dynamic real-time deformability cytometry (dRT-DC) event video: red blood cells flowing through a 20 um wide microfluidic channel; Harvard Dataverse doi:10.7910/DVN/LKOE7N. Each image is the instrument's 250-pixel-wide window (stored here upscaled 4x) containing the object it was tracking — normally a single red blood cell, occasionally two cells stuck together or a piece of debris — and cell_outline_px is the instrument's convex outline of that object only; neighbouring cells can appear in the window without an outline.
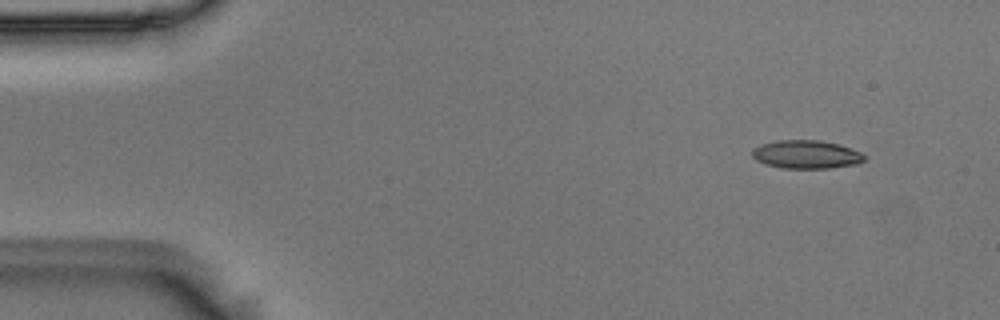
{"species": "Egyptian fruit bat (a non-hibernating species)", "species_latin": "Rousettus aegyptiacus", "temperature_condition": "room temperature", "stored_images_in_passage": 4, "camera_frame_rate_fps": 3000, "um_per_image_px": 0.085, "animal": {"sex": "male"}, "frame": {"image": 1, "passage_image": 1, "time_ms": 0.0, "image_size_px": [1000, 320], "cell_outline_px": [[864, 160], [856, 164], [828, 168], [780, 168], [764, 164], [756, 160], [752, 156], [752, 148], [760, 144], [776, 140], [820, 140], [840, 144], [860, 152], [864, 156]], "centroid_in_image_um": [68.48, 13.12], "position_along_channel_um": 16.5, "area_um2": 18.61}}
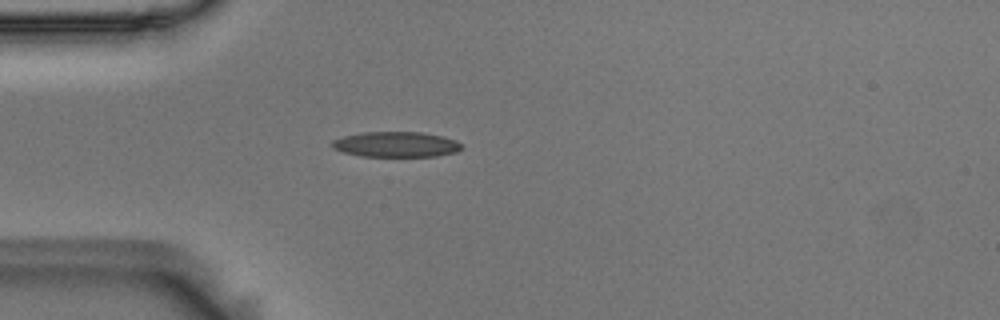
{"frame": {"image": 2, "passage_image": 4, "time_ms": 1.0, "image_size_px": [1000, 320], "cell_outline_px": [[464, 148], [456, 152], [436, 156], [360, 156], [344, 152], [332, 148], [328, 144], [332, 140], [344, 136], [360, 132], [420, 132], [444, 136], [456, 140]], "centroid_in_image_um": [33.64, 12.27], "position_along_channel_um": 51.4, "area_um2": 19.31}}